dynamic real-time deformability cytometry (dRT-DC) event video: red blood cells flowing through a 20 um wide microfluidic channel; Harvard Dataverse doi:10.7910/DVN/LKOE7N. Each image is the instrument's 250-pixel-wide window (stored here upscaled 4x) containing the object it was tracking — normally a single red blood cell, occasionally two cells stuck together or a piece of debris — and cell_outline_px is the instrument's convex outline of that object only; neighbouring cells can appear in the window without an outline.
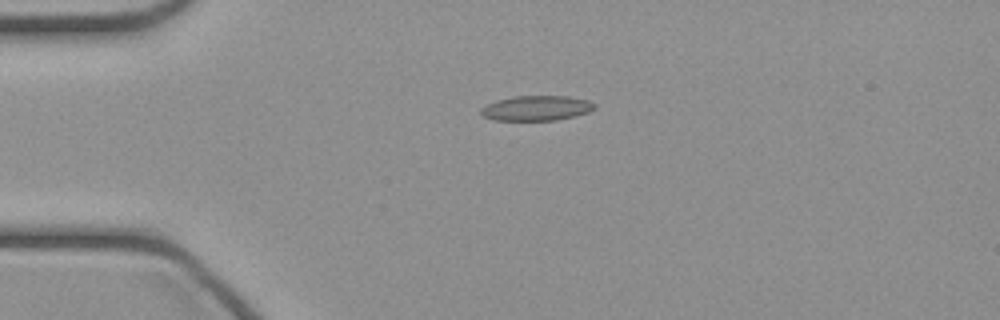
{"species": "common noctule bat (a hibernating species)", "species_latin": "Nyctalus noctula", "temperature_condition": "cold", "stored_images_in_passage": 36, "camera_frame_rate_fps": 3000, "um_per_image_px": 0.085, "animal": {"sex": "female", "body_mass_g": 21.9}, "frame": {"image": 1, "passage_image": 1, "time_ms": 0.0, "image_size_px": [1000, 320], "cell_outline_px": [[596, 108], [588, 112], [576, 116], [556, 120], [496, 120], [484, 116], [480, 112], [480, 108], [496, 100], [516, 96], [568, 96], [588, 100], [596, 104]], "centroid_in_image_um": [45.63, 9.19], "position_along_channel_um": 39.4, "area_um2": 16.53}}
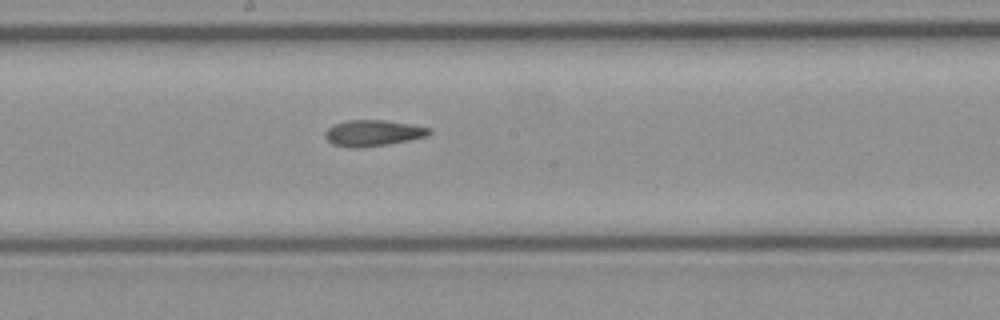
{"frame": {"image": 2, "passage_image": 15, "time_ms": 4.667, "image_size_px": [1000, 320], "cell_outline_px": [[432, 132], [428, 136], [388, 144], [360, 148], [348, 148], [332, 144], [324, 136], [324, 132], [332, 124], [348, 120], [384, 120], [432, 128]], "centroid_in_image_um": [31.67, 11.31], "position_along_channel_um": 216.5, "area_um2": 15.95}}
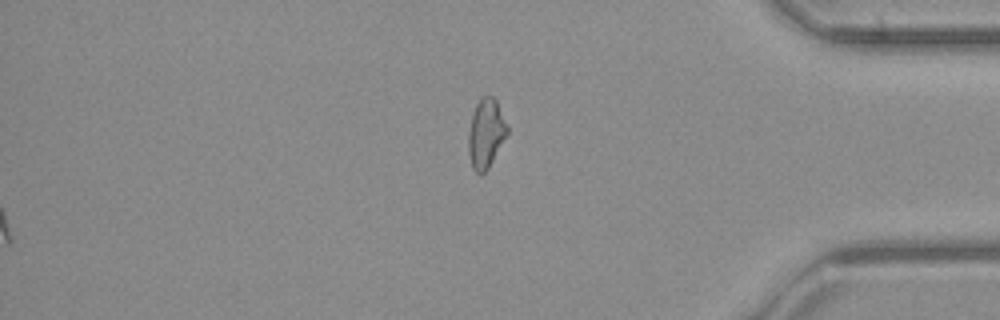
{"frame": {"image": 3, "passage_image": 29, "time_ms": 9.333, "image_size_px": [1000, 320], "cell_outline_px": [[508, 136], [488, 168], [480, 176], [472, 168], [468, 152], [468, 132], [472, 112], [480, 96], [492, 96], [496, 100], [508, 128]], "centroid_in_image_um": [41.29, 11.35], "position_along_channel_um": 393.9, "area_um2": 15.9}}